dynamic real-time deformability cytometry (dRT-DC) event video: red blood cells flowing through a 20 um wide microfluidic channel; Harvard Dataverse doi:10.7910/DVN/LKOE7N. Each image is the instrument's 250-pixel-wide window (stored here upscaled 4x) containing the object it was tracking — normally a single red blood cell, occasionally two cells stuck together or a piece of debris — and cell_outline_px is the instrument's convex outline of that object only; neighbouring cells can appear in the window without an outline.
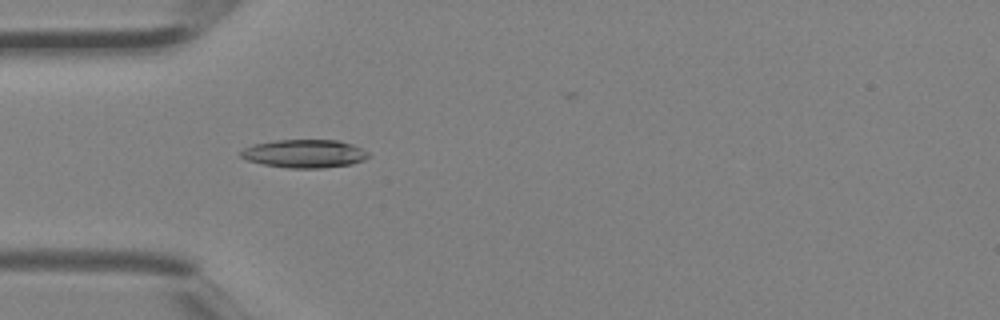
{"species": "Egyptian fruit bat (a non-hibernating species)", "species_latin": "Rousettus aegyptiacus", "temperature_condition": "room temperature", "stored_images_in_passage": 2, "camera_frame_rate_fps": 3000, "um_per_image_px": 0.085, "animal": {"sex": "female"}, "frame": {"image": 1, "passage_image": 2, "time_ms": 0.333, "image_size_px": [1000, 320], "cell_outline_px": [[368, 156], [364, 160], [352, 164], [324, 168], [288, 168], [264, 164], [248, 160], [240, 156], [240, 152], [244, 148], [252, 144], [276, 140], [336, 140], [352, 144], [368, 152]], "centroid_in_image_um": [25.87, 13.06], "position_along_channel_um": 59.1, "area_um2": 20.92}}